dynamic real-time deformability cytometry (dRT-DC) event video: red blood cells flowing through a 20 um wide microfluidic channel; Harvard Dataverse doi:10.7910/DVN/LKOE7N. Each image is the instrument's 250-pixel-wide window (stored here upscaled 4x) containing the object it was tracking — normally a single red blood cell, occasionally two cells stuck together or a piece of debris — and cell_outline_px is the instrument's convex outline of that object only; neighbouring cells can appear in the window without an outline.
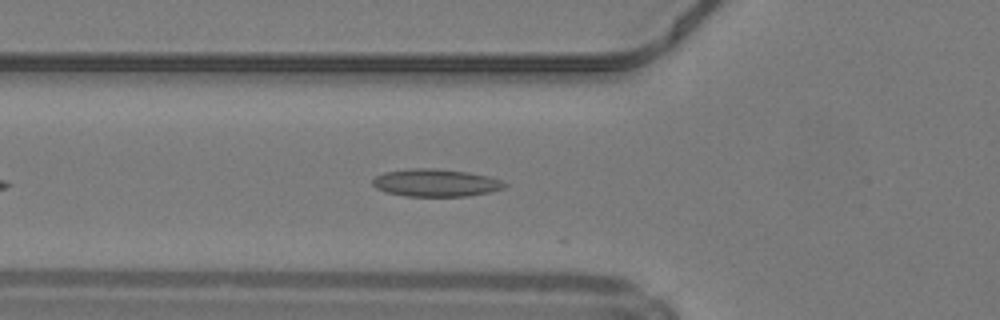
{"species": "common noctule bat (a hibernating species)", "species_latin": "Nyctalus noctula", "temperature_condition": "warm", "stored_images_in_passage": 15, "camera_frame_rate_fps": 3000, "um_per_image_px": 0.085, "animal": {"sex": "male", "body_mass_g": 19.2, "forearm_length_mm": 51.8}, "frame": {"image": 1, "passage_image": 7, "time_ms": 2.0, "image_size_px": [1000, 320], "cell_outline_px": [[508, 184], [504, 188], [488, 192], [468, 196], [404, 196], [384, 192], [376, 188], [372, 184], [372, 180], [376, 176], [384, 172], [412, 168], [432, 168], [468, 172], [488, 176], [504, 180]], "centroid_in_image_um": [37.04, 15.54], "position_along_channel_um": 88.8, "area_um2": 21.33}}
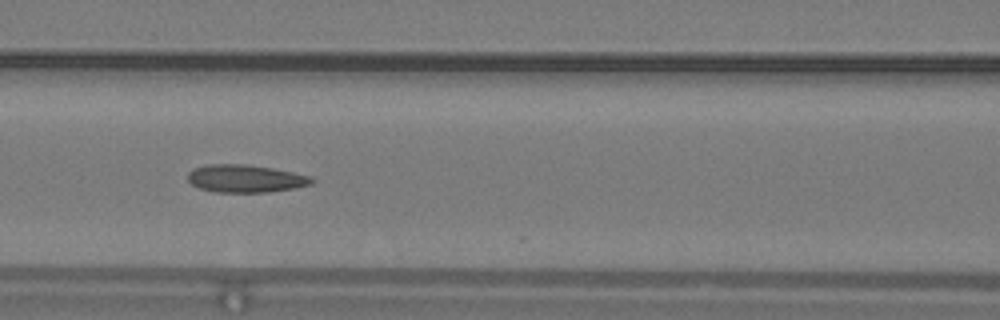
{"frame": {"image": 2, "passage_image": 11, "time_ms": 3.333, "image_size_px": [1000, 320], "cell_outline_px": [[316, 180], [312, 184], [292, 188], [268, 192], [216, 192], [200, 188], [192, 184], [188, 180], [188, 172], [192, 168], [208, 164], [248, 164], [272, 168], [312, 176]], "centroid_in_image_um": [20.86, 15.17], "position_along_channel_um": 145.7, "area_um2": 20.06}}